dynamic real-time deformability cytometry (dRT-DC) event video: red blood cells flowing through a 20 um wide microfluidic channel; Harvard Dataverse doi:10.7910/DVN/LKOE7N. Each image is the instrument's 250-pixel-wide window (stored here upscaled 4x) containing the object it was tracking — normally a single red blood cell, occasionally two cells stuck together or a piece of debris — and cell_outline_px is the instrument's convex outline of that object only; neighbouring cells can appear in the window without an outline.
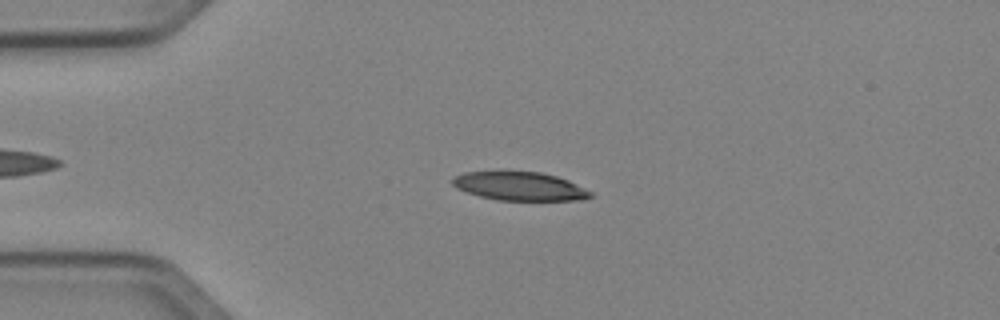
{"species": "Egyptian fruit bat (a non-hibernating species)", "species_latin": "Rousettus aegyptiacus", "temperature_condition": "cold", "stored_images_in_passage": 43, "camera_frame_rate_fps": 3000, "um_per_image_px": 0.085, "animal": {"sex": "female"}, "frame": {"image": 1, "passage_image": 10, "time_ms": 3.0, "image_size_px": [1000, 320], "cell_outline_px": [[592, 196], [584, 200], [500, 200], [480, 196], [456, 188], [452, 184], [452, 176], [464, 172], [500, 168], [540, 172], [556, 176], [568, 180], [592, 192]], "centroid_in_image_um": [44.1, 15.77], "position_along_channel_um": 40.9, "area_um2": 23.87}}
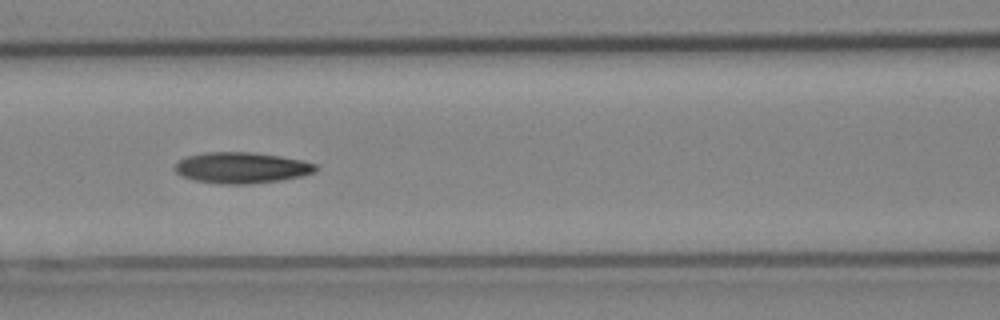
{"frame": {"image": 2, "passage_image": 20, "time_ms": 6.333, "image_size_px": [1000, 320], "cell_outline_px": [[320, 168], [316, 172], [300, 176], [276, 180], [248, 184], [220, 184], [196, 180], [184, 176], [176, 172], [172, 168], [180, 160], [188, 156], [208, 152], [252, 152], [280, 156], [300, 160], [316, 164]], "centroid_in_image_um": [20.54, 14.25], "position_along_channel_um": 146.1, "area_um2": 25.2}}
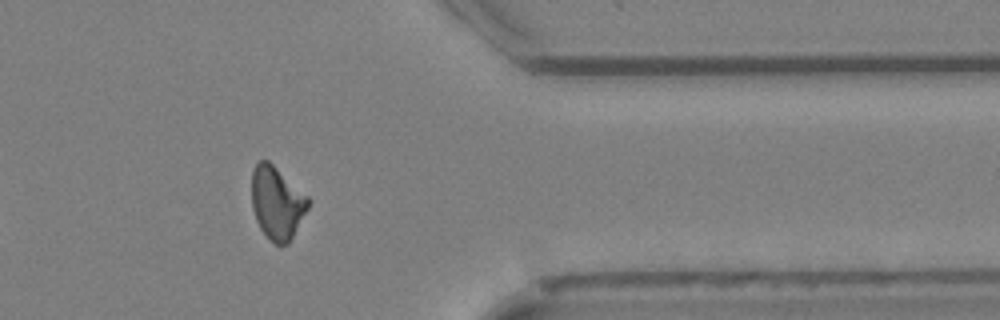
{"frame": {"image": 3, "passage_image": 39, "time_ms": 12.667, "image_size_px": [1000, 320], "cell_outline_px": [[312, 200], [308, 208], [288, 244], [276, 244], [260, 228], [256, 220], [252, 208], [252, 168], [260, 160], [268, 160], [308, 196]], "centroid_in_image_um": [23.54, 17.21], "position_along_channel_um": 387.9, "area_um2": 23.76}}